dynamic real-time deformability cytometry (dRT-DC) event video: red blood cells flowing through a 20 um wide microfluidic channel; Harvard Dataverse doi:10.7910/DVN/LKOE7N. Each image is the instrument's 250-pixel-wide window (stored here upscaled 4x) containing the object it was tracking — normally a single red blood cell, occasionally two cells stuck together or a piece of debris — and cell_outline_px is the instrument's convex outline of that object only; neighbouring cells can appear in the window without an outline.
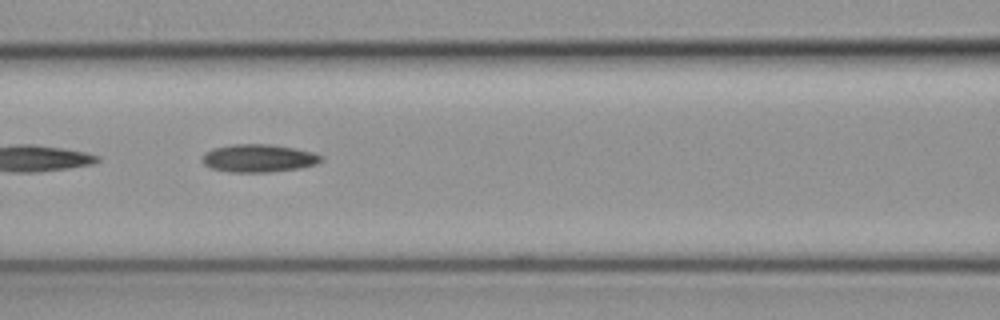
{"species": "common noctule bat (a hibernating species)", "species_latin": "Nyctalus noctula", "temperature_condition": "cold", "stored_images_in_passage": 13, "camera_frame_rate_fps": 3000, "um_per_image_px": 0.085, "animal": {"sex": "female", "body_mass_g": 19.3, "forearm_length_mm": 54.1}, "frame": {"image": 1, "passage_image": 8, "time_ms": 2.333, "image_size_px": [1000, 320], "cell_outline_px": [[324, 160], [316, 164], [300, 168], [268, 172], [228, 172], [208, 168], [204, 164], [204, 156], [212, 148], [232, 144], [268, 144], [292, 148], [312, 152], [324, 156]], "centroid_in_image_um": [22.0, 13.45], "position_along_channel_um": 144.6, "area_um2": 19.25}}